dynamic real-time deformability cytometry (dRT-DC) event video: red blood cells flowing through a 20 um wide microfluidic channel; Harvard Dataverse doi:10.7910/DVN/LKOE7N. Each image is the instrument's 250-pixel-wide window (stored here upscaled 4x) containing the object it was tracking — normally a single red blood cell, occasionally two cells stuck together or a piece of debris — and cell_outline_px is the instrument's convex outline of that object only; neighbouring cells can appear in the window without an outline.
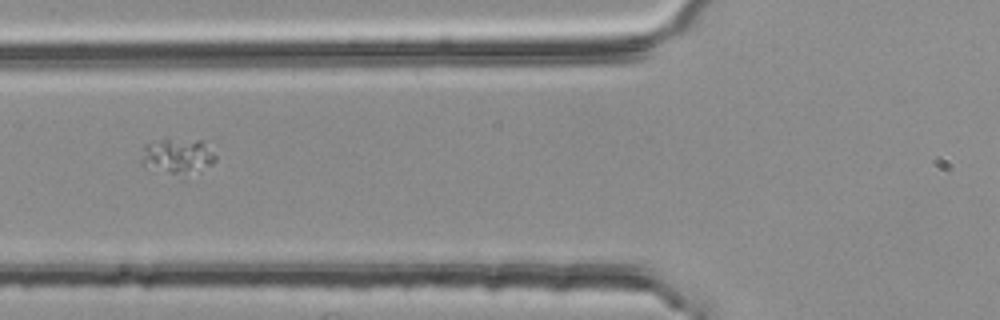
{"species": "common noctule bat (a hibernating species)", "species_latin": "Nyctalus noctula", "temperature_condition": "room temperature", "stored_images_in_passage": 55, "segment_of_instrument_passage": [2, 2], "camera_frame_rate_fps": 3000, "um_per_image_px": 0.085, "animal": {"sex": "female", "body_mass_g": 25.1}, "frame": {"image": 1, "passage_image": 22, "time_ms": 7.0, "image_size_px": [1000, 320], "cell_outline_px": [[216, 160], [212, 164], [200, 172], [172, 172], [144, 168], [140, 164], [140, 160], [144, 144], [160, 140], [204, 140], [216, 156]], "centroid_in_image_um": [15.08, 13.25], "position_along_channel_um": 110.7, "area_um2": 15.09}}
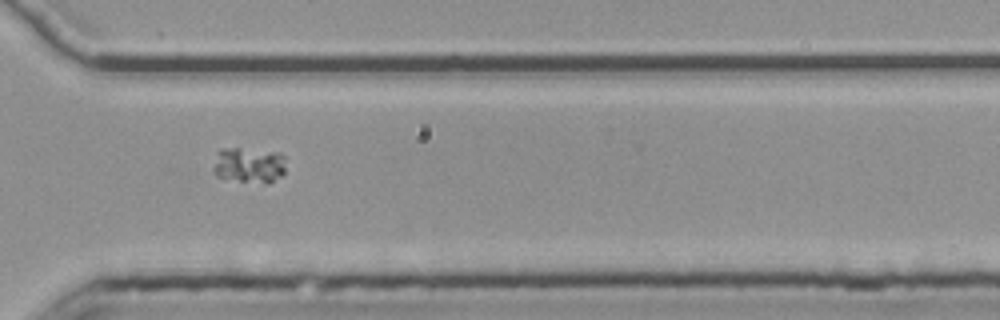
{"frame": {"image": 2, "passage_image": 41, "time_ms": 13.333, "image_size_px": [1000, 320], "cell_outline_px": [[284, 172], [280, 176], [268, 184], [240, 180], [216, 176], [212, 168], [216, 152], [220, 148], [240, 148], [280, 152], [284, 156]], "centroid_in_image_um": [21.14, 14.01], "position_along_channel_um": 349.5, "area_um2": 15.14}}
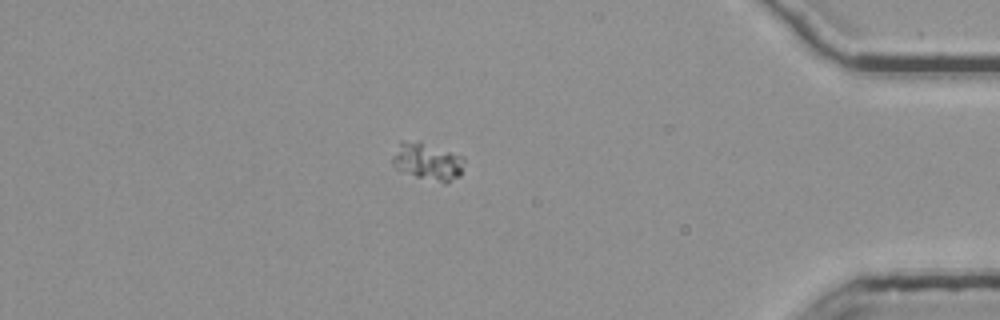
{"frame": {"image": 3, "passage_image": 48, "time_ms": 15.667, "image_size_px": [1000, 320], "cell_outline_px": [[464, 160], [460, 176], [444, 184], [416, 176], [396, 168], [392, 164], [392, 156], [400, 140], [420, 140], [464, 156]], "centroid_in_image_um": [36.34, 13.69], "position_along_channel_um": 398.9, "area_um2": 15.9}}